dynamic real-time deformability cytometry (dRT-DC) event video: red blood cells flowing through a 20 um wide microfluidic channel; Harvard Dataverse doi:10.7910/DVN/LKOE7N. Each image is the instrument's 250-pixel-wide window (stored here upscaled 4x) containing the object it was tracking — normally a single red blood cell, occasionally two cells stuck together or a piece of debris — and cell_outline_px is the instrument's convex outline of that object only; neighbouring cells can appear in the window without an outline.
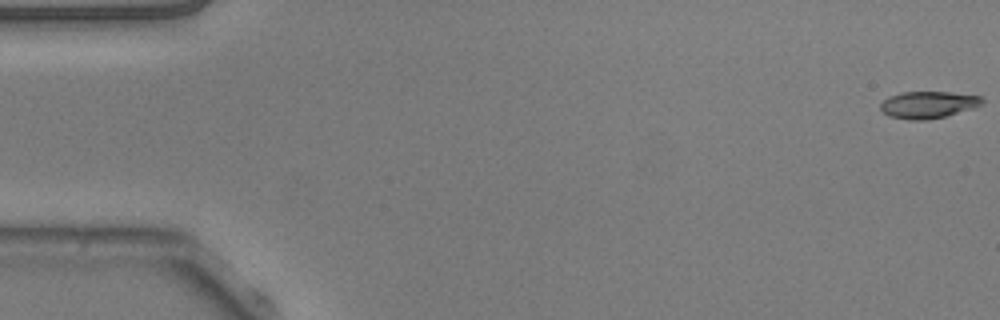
{"species": "common noctule bat (a hibernating species)", "species_latin": "Nyctalus noctula", "temperature_condition": "warm", "stored_images_in_passage": 17, "camera_frame_rate_fps": 3000, "um_per_image_px": 0.085, "animal": {"sex": "male", "body_mass_g": 20.5, "forearm_length_mm": 52.5}, "frame": {"image": 1, "passage_image": 1, "time_ms": 0.0, "image_size_px": [1000, 320], "cell_outline_px": [[984, 104], [976, 108], [928, 120], [908, 120], [888, 116], [880, 108], [880, 104], [888, 96], [900, 92], [948, 92], [980, 96], [984, 100]], "centroid_in_image_um": [78.9, 8.9], "position_along_channel_um": 6.1, "area_um2": 16.13}}